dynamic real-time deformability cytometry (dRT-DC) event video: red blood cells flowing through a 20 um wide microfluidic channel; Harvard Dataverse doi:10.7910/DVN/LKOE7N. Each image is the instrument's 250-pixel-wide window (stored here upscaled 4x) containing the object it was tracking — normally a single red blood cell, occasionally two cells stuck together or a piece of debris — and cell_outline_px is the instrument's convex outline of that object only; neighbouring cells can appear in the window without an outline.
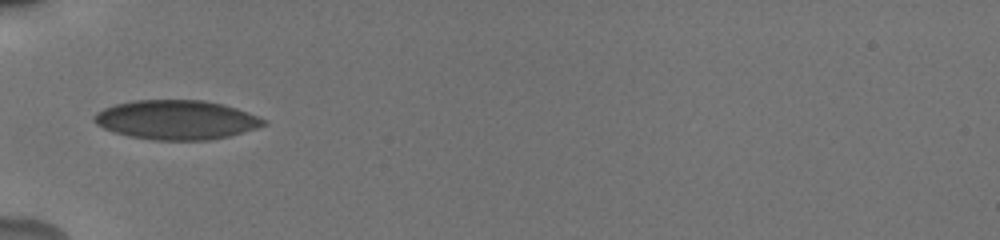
{"species": "human", "species_latin": "Homo sapiens", "temperature_condition": "cold", "stored_images_in_passage": 35, "camera_frame_rate_fps": 3000, "um_per_image_px": 0.085, "donor": {"sex": "male"}, "frame": {"image": 1, "passage_image": 1, "time_ms": 0.0, "image_size_px": [1000, 240], "cell_outline_px": [[268, 124], [256, 128], [228, 136], [208, 140], [152, 140], [132, 136], [116, 132], [104, 128], [96, 124], [92, 120], [92, 116], [96, 112], [104, 108], [116, 104], [136, 100], [204, 100], [224, 104], [236, 108], [268, 120]], "centroid_in_image_um": [15.0, 10.18], "position_along_channel_um": 70.0, "area_um2": 38.73}}
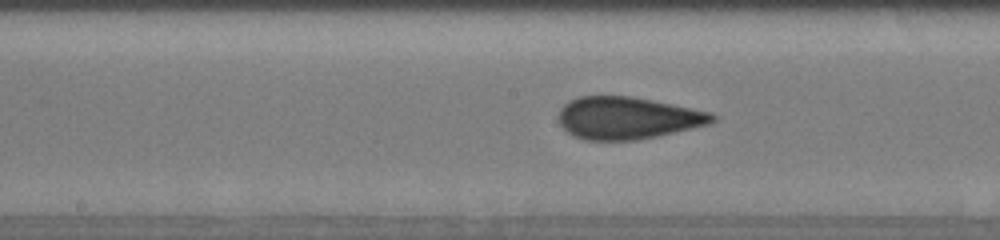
{"frame": {"image": 2, "passage_image": 11, "time_ms": 3.333, "image_size_px": [1000, 240], "cell_outline_px": [[716, 120], [708, 124], [692, 128], [640, 140], [584, 140], [568, 132], [560, 124], [560, 108], [568, 100], [580, 96], [632, 96], [712, 112], [716, 116]], "centroid_in_image_um": [53.35, 10.02], "position_along_channel_um": 194.9, "area_um2": 37.74}}
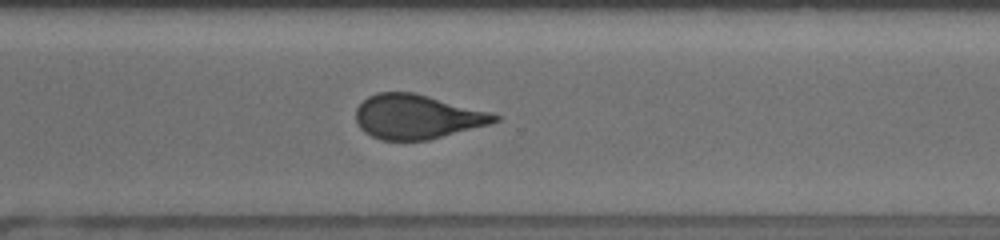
{"frame": {"image": 3, "passage_image": 22, "time_ms": 7.0, "image_size_px": [1000, 240], "cell_outline_px": [[500, 120], [488, 124], [428, 140], [380, 140], [364, 132], [360, 128], [356, 120], [356, 108], [368, 96], [376, 92], [412, 92], [492, 112], [500, 116]], "centroid_in_image_um": [35.42, 9.92], "position_along_channel_um": 335.2, "area_um2": 35.66}, "authors_computed_cell_mechanics": {"area_um2": 37.2232, "velocity_mm_per_s": 3.8347, "shape_relaxation_time_tau1_ms": null, "shape_relaxation_time_tau2_ms": 1.0923, "deformation_change_tau1": null, "deformation_change_tau2": 0.0583}}